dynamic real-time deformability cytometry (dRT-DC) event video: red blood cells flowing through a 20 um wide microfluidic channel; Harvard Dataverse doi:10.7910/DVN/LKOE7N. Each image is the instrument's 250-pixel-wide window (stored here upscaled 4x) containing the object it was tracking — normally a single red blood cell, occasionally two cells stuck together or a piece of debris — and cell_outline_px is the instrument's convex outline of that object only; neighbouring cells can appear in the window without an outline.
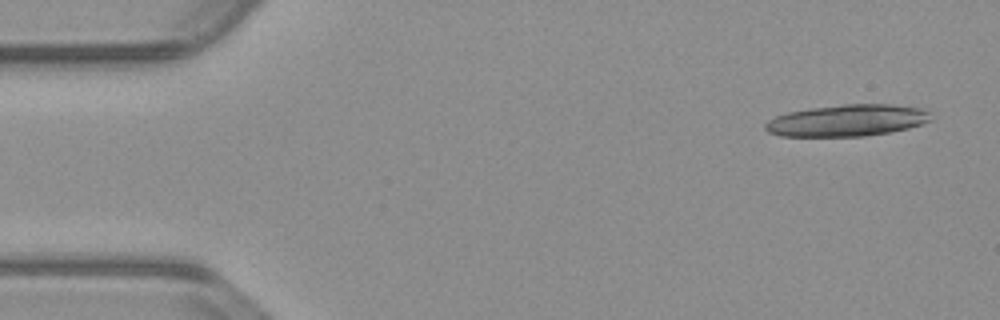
{"species": "common noctule bat (a hibernating species)", "species_latin": "Nyctalus noctula", "temperature_condition": "warm", "stored_images_in_passage": 26, "camera_frame_rate_fps": 3000, "um_per_image_px": 0.085, "animal": {"sex": "male", "body_mass_g": 23.1, "forearm_length_mm": 52.7}, "frame": {"image": 1, "passage_image": 3, "time_ms": 0.667, "image_size_px": [1000, 320], "cell_outline_px": [[932, 120], [908, 128], [888, 132], [864, 136], [780, 136], [768, 132], [764, 128], [764, 124], [768, 120], [776, 116], [788, 112], [812, 108], [840, 104], [892, 104], [920, 108], [928, 112]], "centroid_in_image_um": [71.98, 10.23], "position_along_channel_um": 13.0, "area_um2": 30.46}}